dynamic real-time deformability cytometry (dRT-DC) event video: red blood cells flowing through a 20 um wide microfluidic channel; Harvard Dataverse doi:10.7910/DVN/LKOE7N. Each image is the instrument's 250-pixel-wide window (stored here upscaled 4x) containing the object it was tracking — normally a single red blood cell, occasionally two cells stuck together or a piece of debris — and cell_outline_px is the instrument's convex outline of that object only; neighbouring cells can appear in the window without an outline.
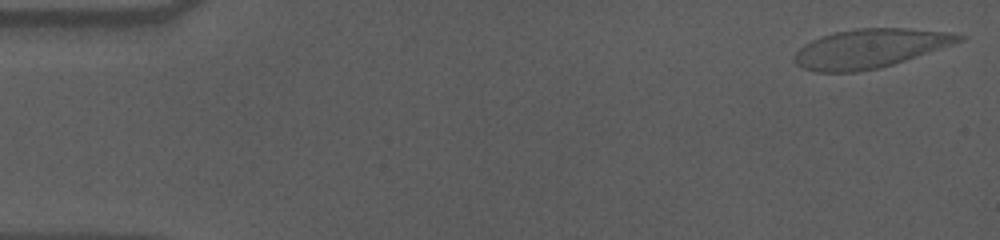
{"species": "human", "species_latin": "Homo sapiens", "temperature_condition": "cold", "stored_images_in_passage": 55, "camera_frame_rate_fps": 3000, "um_per_image_px": 0.085, "donor": {"sex": "male"}, "frame": {"image": 1, "passage_image": 1, "time_ms": 0.0, "image_size_px": [1000, 240], "cell_outline_px": [[968, 36], [964, 40], [880, 68], [856, 72], [816, 72], [804, 68], [796, 64], [796, 52], [804, 44], [812, 40], [836, 32], [856, 28], [904, 28], [952, 32]], "centroid_in_image_um": [73.96, 4.11], "position_along_channel_um": 11.0, "area_um2": 36.88}}
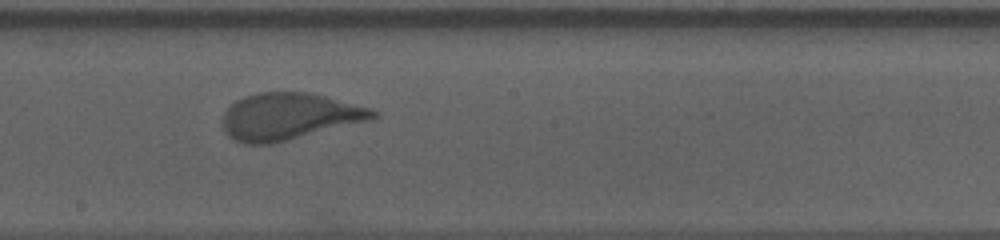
{"frame": {"image": 2, "passage_image": 30, "time_ms": 9.667, "image_size_px": [1000, 240], "cell_outline_px": [[380, 116], [372, 120], [272, 144], [244, 144], [228, 136], [224, 132], [224, 112], [236, 100], [244, 96], [260, 92], [308, 92], [372, 108], [380, 112]], "centroid_in_image_um": [24.62, 9.9], "position_along_channel_um": 223.6, "area_um2": 41.15}}
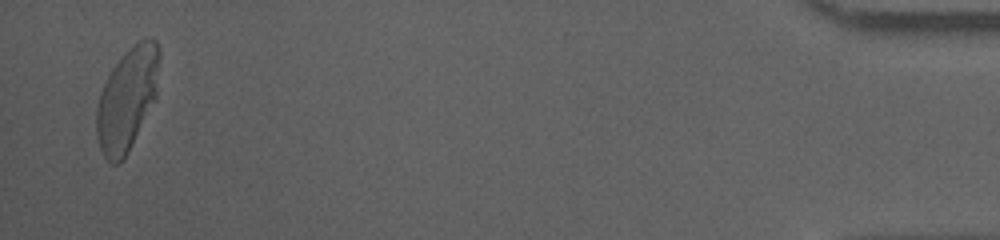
{"frame": {"image": 3, "passage_image": 54, "time_ms": 17.667, "image_size_px": [1000, 240], "cell_outline_px": [[160, 56], [156, 96], [128, 152], [116, 164], [112, 164], [104, 156], [100, 148], [96, 136], [96, 108], [100, 92], [112, 68], [124, 52], [132, 44], [148, 36], [152, 36], [156, 40], [160, 48]], "centroid_in_image_um": [10.81, 8.35], "position_along_channel_um": 424.4, "area_um2": 37.63}, "authors_computed_cell_mechanics": {"area_um2": 39.9976, "velocity_mm_per_s": 3.5788, "shape_relaxation_time_tau1_ms": 5.9676, "shape_relaxation_time_tau2_ms": null, "deformation_change_tau1": 0.1882, "deformation_change_tau2": null}}